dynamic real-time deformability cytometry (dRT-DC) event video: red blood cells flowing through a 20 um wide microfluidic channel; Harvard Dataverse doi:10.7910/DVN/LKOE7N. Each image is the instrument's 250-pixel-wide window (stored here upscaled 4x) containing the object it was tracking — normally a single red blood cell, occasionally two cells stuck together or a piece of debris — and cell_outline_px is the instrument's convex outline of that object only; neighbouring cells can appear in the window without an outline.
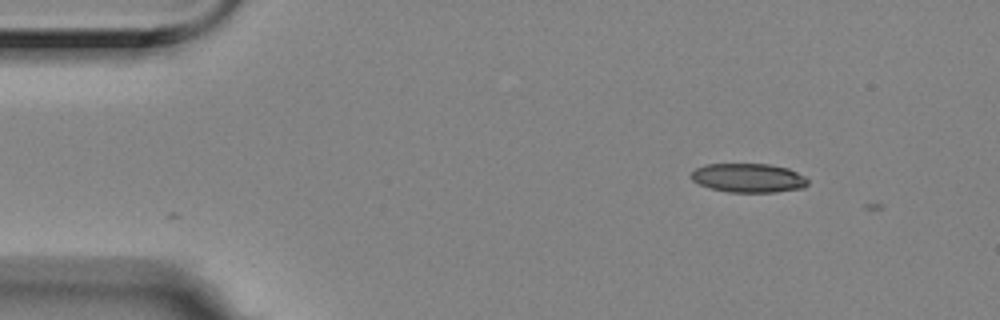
{"species": "Egyptian fruit bat (a non-hibernating species)", "species_latin": "Rousettus aegyptiacus", "temperature_condition": "room temperature", "stored_images_in_passage": 2, "camera_frame_rate_fps": 3000, "um_per_image_px": 0.085, "animal": {"sex": "female"}, "frame": {"image": 1, "passage_image": 2, "time_ms": 0.333, "image_size_px": [1000, 320], "cell_outline_px": [[808, 184], [804, 188], [776, 192], [728, 192], [712, 188], [700, 184], [692, 180], [692, 172], [696, 168], [704, 164], [768, 164], [788, 168], [804, 176], [808, 180]], "centroid_in_image_um": [63.64, 15.12], "position_along_channel_um": 21.4, "area_um2": 19.65}}